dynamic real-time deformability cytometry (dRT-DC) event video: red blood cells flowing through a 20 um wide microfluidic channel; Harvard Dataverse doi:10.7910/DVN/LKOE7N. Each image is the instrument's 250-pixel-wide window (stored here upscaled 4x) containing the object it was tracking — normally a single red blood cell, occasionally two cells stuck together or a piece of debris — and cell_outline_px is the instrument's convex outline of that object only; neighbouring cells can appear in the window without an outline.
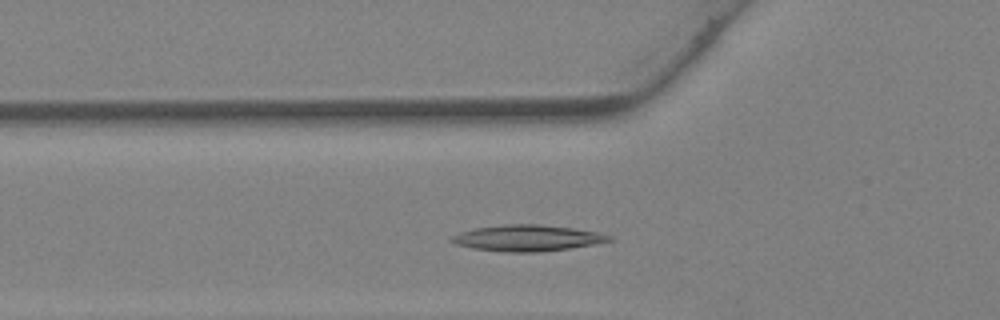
{"species": "Egyptian fruit bat (a non-hibernating species)", "species_latin": "Rousettus aegyptiacus", "temperature_condition": "warm", "stored_images_in_passage": 24, "camera_frame_rate_fps": 3000, "um_per_image_px": 0.085, "animal": {"sex": "female"}, "frame": {"image": 1, "passage_image": 7, "time_ms": 2.0, "image_size_px": [1000, 320], "cell_outline_px": [[612, 240], [596, 244], [540, 252], [504, 252], [472, 248], [456, 244], [448, 240], [452, 236], [460, 232], [476, 228], [504, 224], [540, 224], [572, 228], [596, 232], [612, 236]], "centroid_in_image_um": [44.8, 20.23], "position_along_channel_um": 81.0, "area_um2": 23.93}}
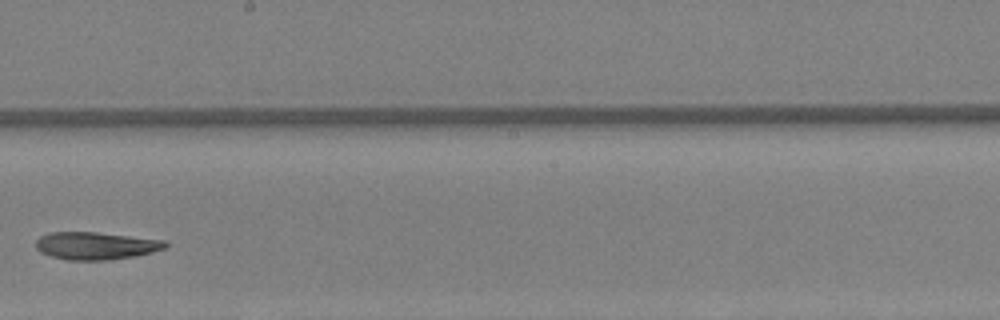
{"frame": {"image": 2, "passage_image": 16, "time_ms": 5.0, "image_size_px": [1000, 320], "cell_outline_px": [[168, 244], [164, 248], [152, 252], [136, 256], [108, 260], [68, 260], [52, 256], [40, 252], [36, 248], [36, 240], [40, 236], [52, 232], [96, 232], [168, 240]], "centroid_in_image_um": [8.17, 20.88], "position_along_channel_um": 240.0, "area_um2": 20.87}}
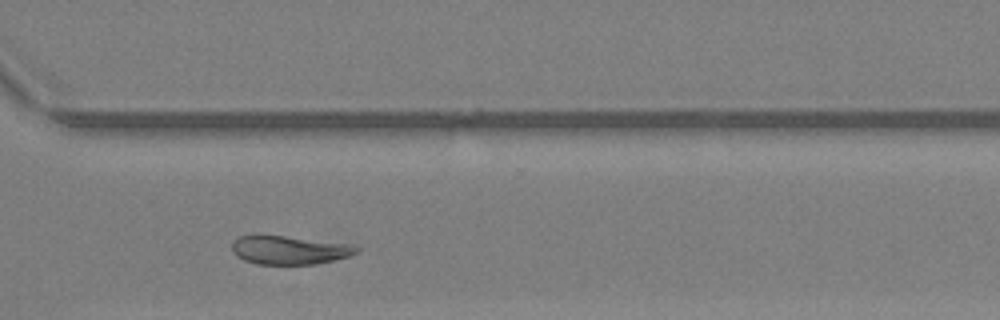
{"frame": {"image": 3, "passage_image": 22, "time_ms": 7.0, "image_size_px": [1000, 320], "cell_outline_px": [[360, 252], [348, 256], [316, 264], [256, 264], [244, 260], [236, 256], [232, 252], [232, 244], [236, 236], [252, 232], [256, 232], [348, 244], [360, 248]], "centroid_in_image_um": [24.48, 21.21], "position_along_channel_um": 346.1, "area_um2": 21.33}}